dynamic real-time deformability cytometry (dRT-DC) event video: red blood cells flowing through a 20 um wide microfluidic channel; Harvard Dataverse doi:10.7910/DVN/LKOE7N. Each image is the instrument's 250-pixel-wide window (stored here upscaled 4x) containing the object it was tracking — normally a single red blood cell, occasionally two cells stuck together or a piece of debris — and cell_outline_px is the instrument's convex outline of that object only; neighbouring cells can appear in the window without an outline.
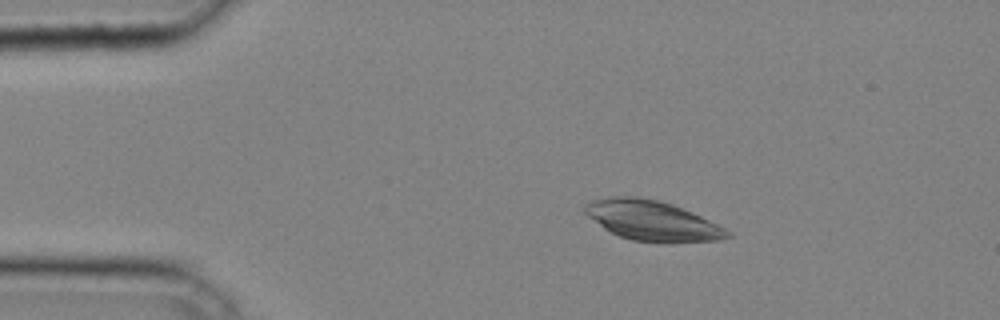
{"species": "common noctule bat (a hibernating species)", "species_latin": "Nyctalus noctula", "temperature_condition": "cold", "stored_images_in_passage": 14, "camera_frame_rate_fps": 3000, "um_per_image_px": 0.085, "animal": {"sex": "male", "body_mass_g": 20.4}, "frame": {"image": 1, "passage_image": 7, "time_ms": 2.0, "image_size_px": [1000, 320], "cell_outline_px": [[732, 236], [720, 240], [668, 244], [664, 244], [632, 240], [620, 236], [604, 228], [588, 216], [584, 212], [584, 204], [592, 200], [608, 196], [636, 196], [660, 200], [672, 204], [692, 212], [732, 232]], "centroid_in_image_um": [55.45, 18.77], "position_along_channel_um": 29.6, "area_um2": 33.58}}
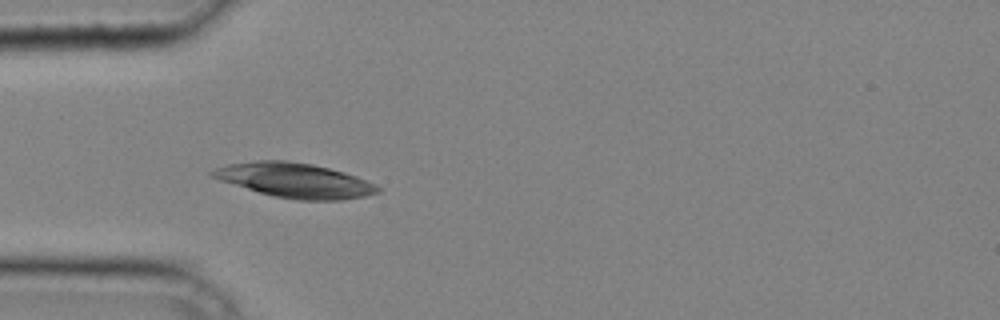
{"frame": {"image": 2, "passage_image": 12, "time_ms": 3.667, "image_size_px": [1000, 320], "cell_outline_px": [[380, 192], [364, 196], [340, 200], [296, 200], [272, 196], [220, 180], [212, 176], [208, 172], [216, 168], [228, 164], [256, 160], [288, 160], [312, 164], [344, 172], [356, 176], [376, 184], [380, 188]], "centroid_in_image_um": [25.06, 15.32], "position_along_channel_um": 59.9, "area_um2": 33.23}}